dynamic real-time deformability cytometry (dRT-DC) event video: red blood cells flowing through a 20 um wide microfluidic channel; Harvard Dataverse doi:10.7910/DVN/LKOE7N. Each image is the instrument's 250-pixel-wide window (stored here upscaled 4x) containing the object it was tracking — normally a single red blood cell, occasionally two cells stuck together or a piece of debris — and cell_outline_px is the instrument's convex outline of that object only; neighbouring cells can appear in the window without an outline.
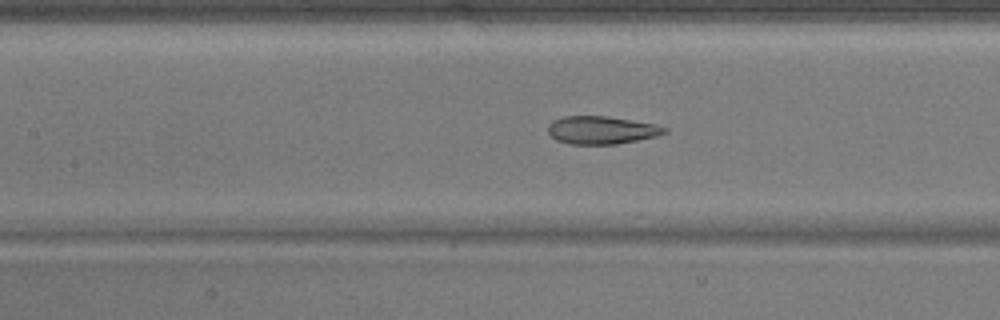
{"species": "common noctule bat (a hibernating species)", "species_latin": "Nyctalus noctula", "temperature_condition": "warm", "stored_images_in_passage": 48, "camera_frame_rate_fps": 3000, "um_per_image_px": 0.085, "animal": {"sex": "male", "body_mass_g": 17.9}, "frame": {"image": 1, "passage_image": 24, "time_ms": 7.667, "image_size_px": [1000, 320], "cell_outline_px": [[668, 132], [656, 136], [616, 144], [568, 144], [556, 140], [548, 132], [548, 124], [552, 120], [564, 116], [604, 116], [656, 124], [668, 128]], "centroid_in_image_um": [51.11, 11.06], "position_along_channel_um": 156.3, "area_um2": 18.9}}
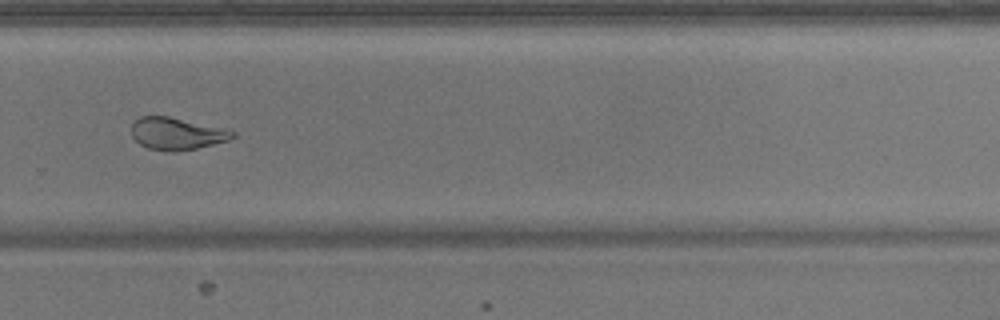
{"frame": {"image": 2, "passage_image": 36, "time_ms": 11.667, "image_size_px": [1000, 320], "cell_outline_px": [[236, 136], [228, 140], [196, 148], [176, 152], [172, 152], [148, 148], [140, 144], [132, 136], [132, 124], [140, 116], [168, 116], [220, 128], [236, 132]], "centroid_in_image_um": [14.99, 11.37], "position_along_channel_um": 314.8, "area_um2": 18.61}}
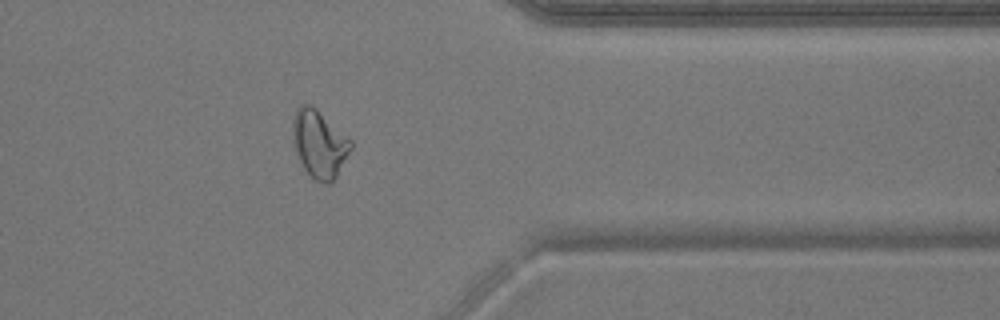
{"frame": {"image": 3, "passage_image": 42, "time_ms": 13.667, "image_size_px": [1000, 320], "cell_outline_px": [[352, 148], [332, 184], [324, 184], [316, 180], [304, 168], [296, 152], [292, 136], [292, 120], [296, 108], [300, 104], [312, 104], [352, 140]], "centroid_in_image_um": [27.14, 12.2], "position_along_channel_um": 384.3, "area_um2": 23.0}}